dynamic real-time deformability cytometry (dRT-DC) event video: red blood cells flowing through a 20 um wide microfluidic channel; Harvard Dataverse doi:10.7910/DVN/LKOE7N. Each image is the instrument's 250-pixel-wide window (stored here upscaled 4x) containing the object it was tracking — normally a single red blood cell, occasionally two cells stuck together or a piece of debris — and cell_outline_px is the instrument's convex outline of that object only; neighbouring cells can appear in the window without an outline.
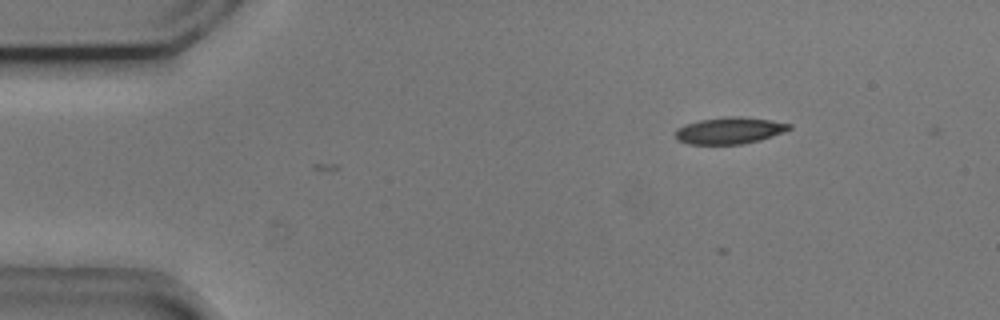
{"species": "common noctule bat (a hibernating species)", "species_latin": "Nyctalus noctula", "temperature_condition": "cold", "stored_images_in_passage": 4, "camera_frame_rate_fps": 3000, "um_per_image_px": 0.085, "animal": {"sex": "male", "body_mass_g": 20.5, "forearm_length_mm": 52.5}, "frame": {"image": 1, "passage_image": 3, "time_ms": 0.667, "image_size_px": [1000, 320], "cell_outline_px": [[792, 128], [784, 132], [760, 140], [744, 144], [688, 144], [676, 140], [676, 128], [684, 124], [700, 120], [724, 116], [740, 116], [772, 120], [792, 124]], "centroid_in_image_um": [62.01, 11.09], "position_along_channel_um": 23.0, "area_um2": 17.92}}